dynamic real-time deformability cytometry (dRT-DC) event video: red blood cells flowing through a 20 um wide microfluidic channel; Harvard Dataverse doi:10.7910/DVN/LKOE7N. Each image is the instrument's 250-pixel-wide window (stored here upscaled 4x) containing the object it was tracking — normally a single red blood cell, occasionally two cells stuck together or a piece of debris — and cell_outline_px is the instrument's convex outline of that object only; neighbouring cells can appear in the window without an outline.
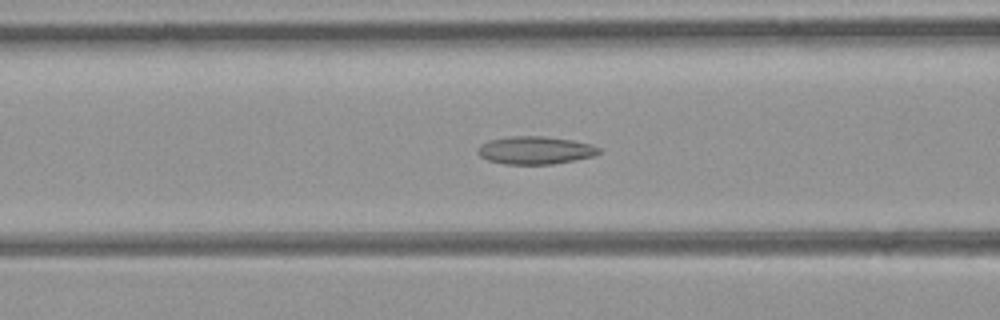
{"species": "common noctule bat (a hibernating species)", "species_latin": "Nyctalus noctula", "temperature_condition": "room temperature", "stored_images_in_passage": 39, "camera_frame_rate_fps": 3000, "um_per_image_px": 0.085, "animal": {"sex": "female", "body_mass_g": 21.9}, "frame": {"image": 1, "passage_image": 10, "time_ms": 3.0, "image_size_px": [1000, 320], "cell_outline_px": [[600, 152], [596, 156], [552, 164], [504, 164], [488, 160], [480, 156], [476, 152], [476, 148], [480, 144], [488, 140], [508, 136], [544, 136], [572, 140], [592, 144], [600, 148]], "centroid_in_image_um": [45.47, 12.76], "position_along_channel_um": 121.1, "area_um2": 19.88}}
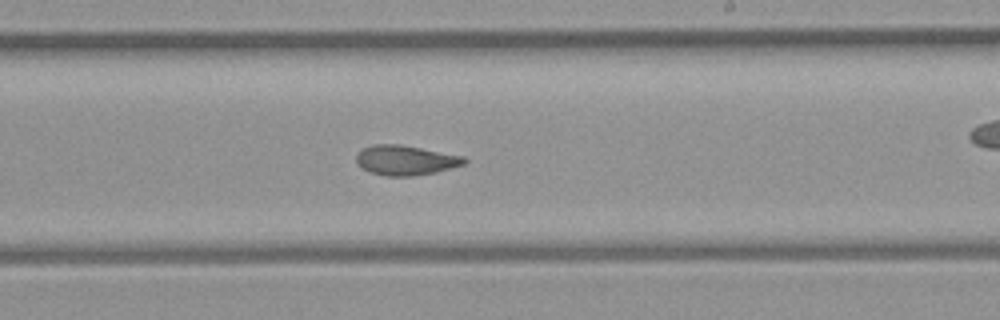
{"frame": {"image": 2, "passage_image": 19, "time_ms": 6.0, "image_size_px": [1000, 320], "cell_outline_px": [[468, 160], [464, 164], [436, 172], [412, 176], [384, 176], [372, 172], [364, 168], [356, 160], [356, 152], [372, 144], [400, 144], [464, 156]], "centroid_in_image_um": [34.48, 13.61], "position_along_channel_um": 254.5, "area_um2": 18.67}}
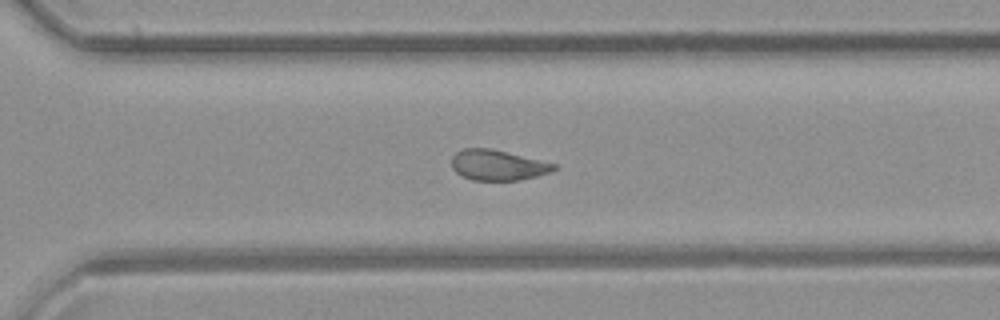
{"frame": {"image": 3, "passage_image": 24, "time_ms": 7.667, "image_size_px": [1000, 320], "cell_outline_px": [[556, 168], [552, 172], [520, 180], [472, 180], [456, 172], [452, 168], [452, 156], [456, 152], [464, 148], [488, 148], [508, 152], [556, 164]], "centroid_in_image_um": [42.3, 14.03], "position_along_channel_um": 328.3, "area_um2": 18.03}, "authors_computed_cell_mechanics": {"area_um2": 19.1896, "velocity_mm_per_s": 4.445, "shape_relaxation_time_tau1_ms": null, "shape_relaxation_time_tau2_ms": 2.0816, "deformation_change_tau1": null, "deformation_change_tau2": 0.0781}}